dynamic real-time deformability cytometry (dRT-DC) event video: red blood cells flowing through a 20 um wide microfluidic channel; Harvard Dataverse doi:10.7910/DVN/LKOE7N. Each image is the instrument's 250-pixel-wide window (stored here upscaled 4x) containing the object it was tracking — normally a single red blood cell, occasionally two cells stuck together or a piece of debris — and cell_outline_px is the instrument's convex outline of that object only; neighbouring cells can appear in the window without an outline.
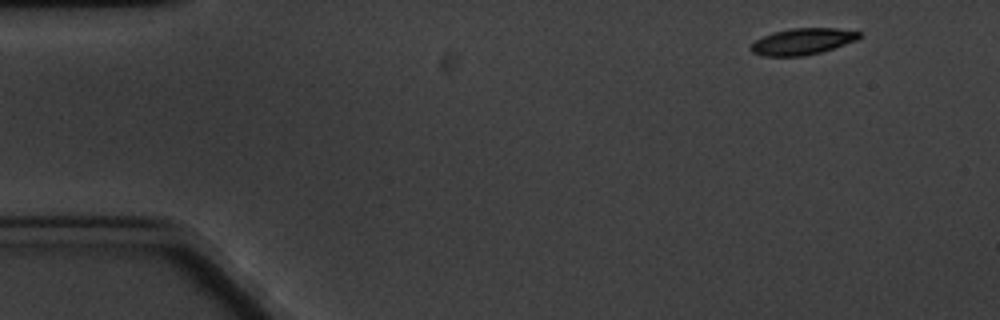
{"species": "common noctule bat (a hibernating species)", "species_latin": "Nyctalus noctula", "temperature_condition": "cold", "stored_images_in_passage": 4, "camera_frame_rate_fps": 3000, "um_per_image_px": 0.085, "animal": {"sex": "male", "body_mass_g": 20.1, "forearm_length_mm": 53.5}, "frame": {"image": 1, "passage_image": 1, "time_ms": 0.0, "image_size_px": [1000, 320], "cell_outline_px": [[860, 36], [856, 40], [820, 52], [804, 56], [764, 56], [752, 52], [748, 48], [756, 40], [772, 32], [792, 28], [836, 28], [860, 32]], "centroid_in_image_um": [68.17, 3.52], "position_along_channel_um": 16.8, "area_um2": 16.47}}